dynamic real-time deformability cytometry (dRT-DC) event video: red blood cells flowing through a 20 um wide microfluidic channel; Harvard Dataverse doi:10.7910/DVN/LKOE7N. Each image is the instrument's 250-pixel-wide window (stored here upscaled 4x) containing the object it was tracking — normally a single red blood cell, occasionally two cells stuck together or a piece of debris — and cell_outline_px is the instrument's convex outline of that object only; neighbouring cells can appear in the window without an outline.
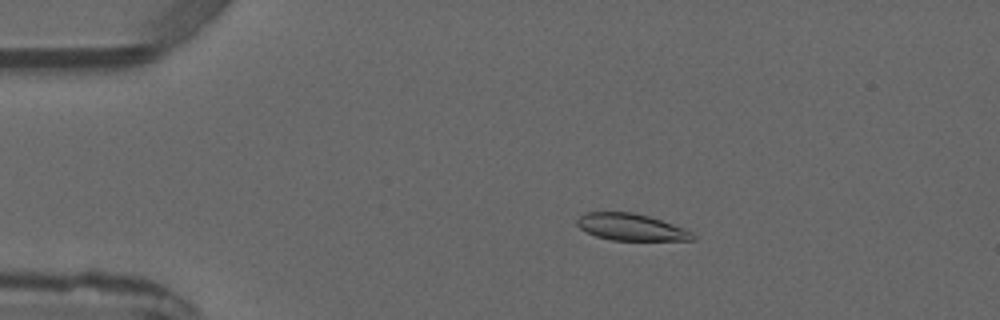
{"species": "common noctule bat (a hibernating species)", "species_latin": "Nyctalus noctula", "temperature_condition": "warm", "stored_images_in_passage": 5, "camera_frame_rate_fps": 3000, "um_per_image_px": 0.085, "animal": {"sex": "male", "forearm_length_mm": 52.5}, "frame": {"image": 1, "passage_image": 3, "time_ms": 2.667, "image_size_px": [1000, 320], "cell_outline_px": [[696, 240], [612, 240], [596, 236], [580, 228], [576, 224], [576, 220], [580, 216], [588, 212], [632, 212], [648, 216], [672, 224], [692, 232], [696, 236]], "centroid_in_image_um": [53.63, 19.31], "position_along_channel_um": 31.4, "area_um2": 17.86}}